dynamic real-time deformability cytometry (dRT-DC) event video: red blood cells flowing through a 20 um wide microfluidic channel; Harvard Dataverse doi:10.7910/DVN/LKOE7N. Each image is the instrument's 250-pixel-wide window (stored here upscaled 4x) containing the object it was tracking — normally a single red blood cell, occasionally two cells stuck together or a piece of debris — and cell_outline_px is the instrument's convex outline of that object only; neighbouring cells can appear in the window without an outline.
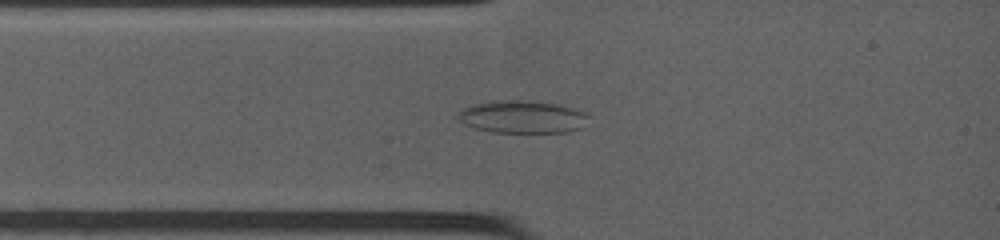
{"species": "common noctule bat (a hibernating species)", "species_latin": "Nyctalus noctula", "temperature_condition": "warm", "stored_images_in_passage": 11, "camera_frame_rate_fps": 4500, "um_per_image_px": 0.085, "animal": {"sex": "female", "body_mass_g": 19.0, "forearm_length_mm": 53.3}, "frame": {"image": 1, "passage_image": 4, "time_ms": 1.778, "image_size_px": [1000, 240], "cell_outline_px": [[588, 116], [580, 128], [568, 132], [492, 132], [476, 128], [464, 124], [456, 116], [460, 108], [476, 104], [500, 100], [528, 100], [556, 104], [572, 108], [584, 112]], "centroid_in_image_um": [44.35, 9.93], "position_along_channel_um": 40.7, "area_um2": 24.57}}
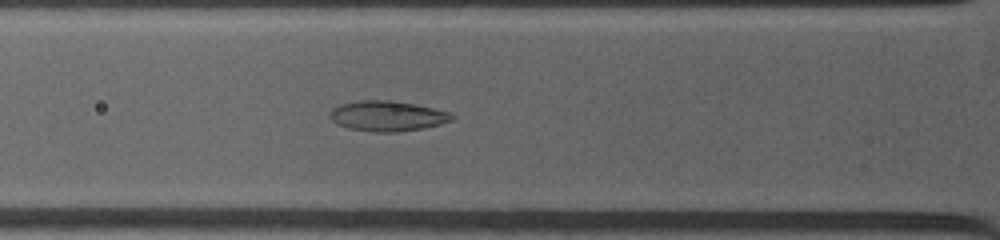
{"frame": {"image": 2, "passage_image": 7, "time_ms": 3.111, "image_size_px": [1000, 240], "cell_outline_px": [[456, 116], [452, 120], [440, 124], [420, 128], [396, 132], [376, 132], [348, 128], [336, 124], [328, 116], [332, 108], [340, 104], [360, 100], [392, 100], [432, 108], [448, 112]], "centroid_in_image_um": [32.87, 9.85], "position_along_channel_um": 92.9, "area_um2": 21.39}}
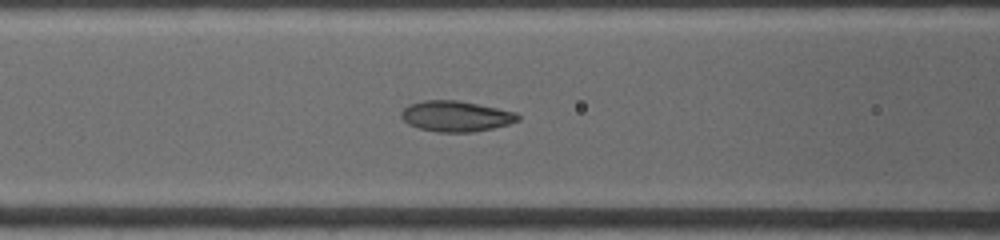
{"frame": {"image": 3, "passage_image": 10, "time_ms": 4.0, "image_size_px": [1000, 240], "cell_outline_px": [[520, 120], [508, 124], [492, 128], [472, 132], [440, 132], [420, 128], [408, 124], [400, 116], [400, 112], [408, 104], [424, 100], [456, 100], [516, 112], [520, 116]], "centroid_in_image_um": [38.73, 9.87], "position_along_channel_um": 127.9, "area_um2": 20.69}}